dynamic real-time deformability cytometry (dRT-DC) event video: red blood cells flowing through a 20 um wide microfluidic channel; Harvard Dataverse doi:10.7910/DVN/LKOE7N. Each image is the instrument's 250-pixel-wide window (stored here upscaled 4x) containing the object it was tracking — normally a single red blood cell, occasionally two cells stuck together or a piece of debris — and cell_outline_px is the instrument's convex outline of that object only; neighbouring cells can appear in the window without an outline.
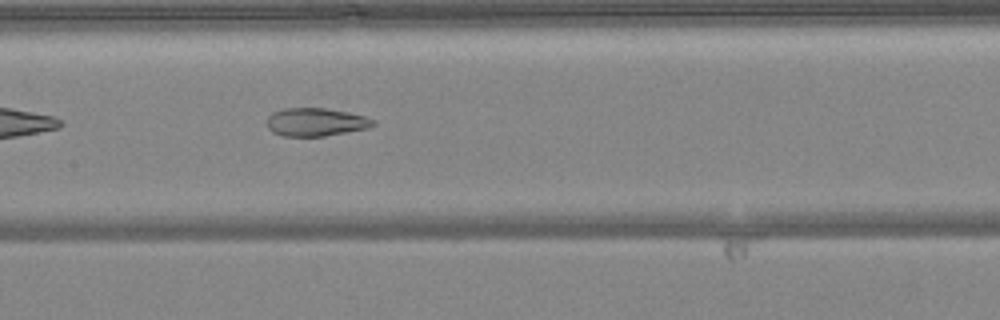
{"species": "common noctule bat (a hibernating species)", "species_latin": "Nyctalus noctula", "temperature_condition": "warm", "stored_images_in_passage": 36, "camera_frame_rate_fps": 3000, "um_per_image_px": 0.085, "animal": {"sex": "female", "body_mass_g": 24.6, "forearm_length_mm": 56.2}, "frame": {"image": 1, "passage_image": 11, "time_ms": 3.333, "image_size_px": [1000, 320], "cell_outline_px": [[376, 124], [368, 128], [324, 136], [280, 136], [272, 132], [268, 128], [268, 116], [272, 112], [284, 108], [324, 108], [348, 112], [364, 116], [376, 120]], "centroid_in_image_um": [26.84, 10.37], "position_along_channel_um": 180.6, "area_um2": 17.46}}
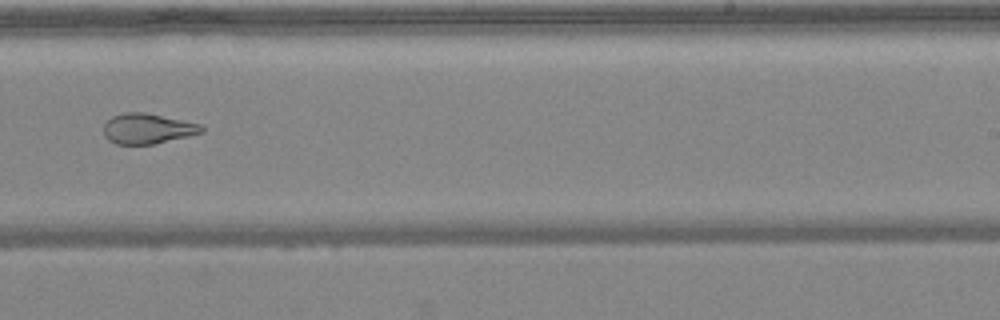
{"frame": {"image": 2, "passage_image": 18, "time_ms": 5.667, "image_size_px": [1000, 320], "cell_outline_px": [[204, 132], [188, 136], [152, 144], [116, 144], [108, 140], [104, 136], [104, 124], [112, 116], [124, 112], [144, 112], [200, 124], [204, 128]], "centroid_in_image_um": [12.51, 10.93], "position_along_channel_um": 276.5, "area_um2": 17.17}}
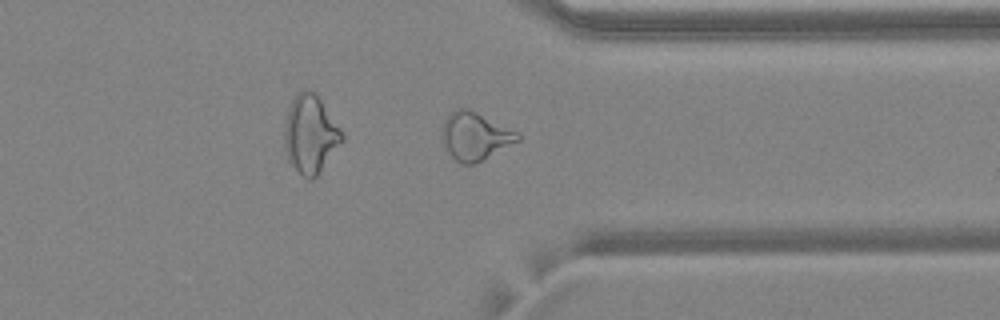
{"frame": {"image": 3, "passage_image": 25, "time_ms": 8.0, "image_size_px": [1000, 320], "cell_outline_px": [[520, 140], [476, 164], [460, 164], [448, 152], [440, 140], [440, 132], [444, 120], [456, 108], [468, 108], [520, 132]], "centroid_in_image_um": [40.36, 11.58], "position_along_channel_um": 371.0, "area_um2": 21.44}, "authors_computed_cell_mechanics": {"area_um2": 19.3052, "velocity_mm_per_s": 4.133, "shape_relaxation_time_tau1_ms": null, "shape_relaxation_time_tau2_ms": 1.8044, "deformation_change_tau1": null, "deformation_change_tau2": 0.0956}}